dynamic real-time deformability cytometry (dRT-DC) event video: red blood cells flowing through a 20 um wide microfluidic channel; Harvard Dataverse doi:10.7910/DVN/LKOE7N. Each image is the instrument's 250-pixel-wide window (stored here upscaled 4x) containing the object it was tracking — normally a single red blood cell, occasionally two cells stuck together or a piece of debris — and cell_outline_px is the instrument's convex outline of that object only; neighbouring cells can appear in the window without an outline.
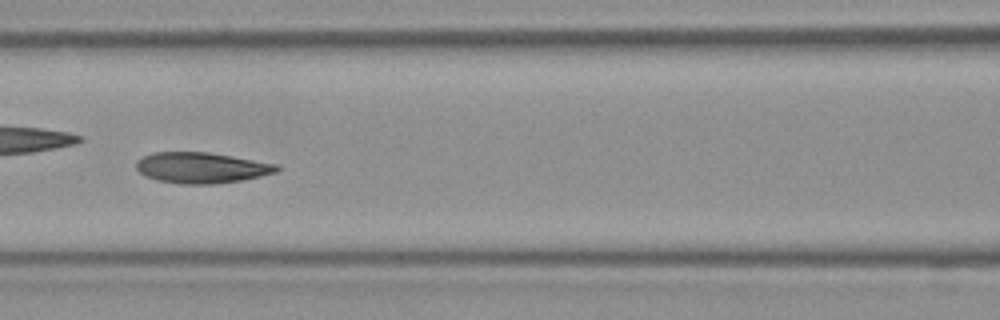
{"species": "Egyptian fruit bat (a non-hibernating species)", "species_latin": "Rousettus aegyptiacus", "temperature_condition": "room temperature", "stored_images_in_passage": 49, "camera_frame_rate_fps": 3000, "um_per_image_px": 0.085, "frame": {"image": 1, "passage_image": 22, "time_ms": 7.0, "image_size_px": [1000, 320], "cell_outline_px": [[280, 168], [276, 172], [260, 176], [240, 180], [212, 184], [180, 184], [156, 180], [144, 176], [136, 168], [136, 160], [152, 152], [208, 152], [280, 164]], "centroid_in_image_um": [17.11, 14.25], "position_along_channel_um": 149.5, "area_um2": 25.32}}
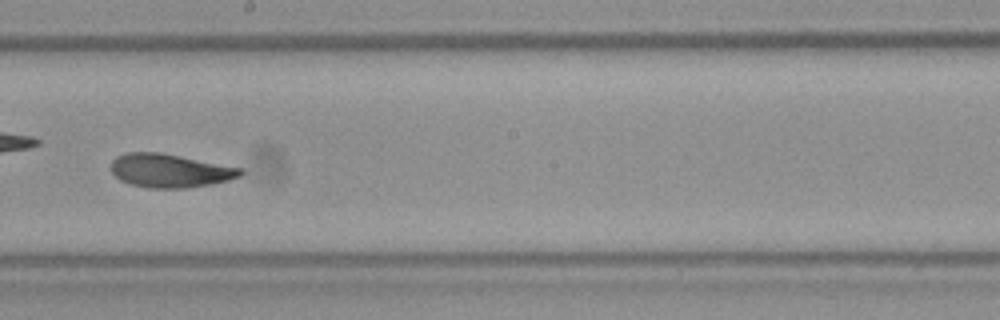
{"frame": {"image": 2, "passage_image": 28, "time_ms": 9.0, "image_size_px": [1000, 320], "cell_outline_px": [[244, 172], [240, 176], [228, 180], [212, 184], [184, 188], [148, 188], [132, 184], [120, 180], [112, 172], [112, 160], [116, 156], [128, 152], [160, 152], [244, 168]], "centroid_in_image_um": [14.47, 14.5], "position_along_channel_um": 233.7, "area_um2": 25.32}}